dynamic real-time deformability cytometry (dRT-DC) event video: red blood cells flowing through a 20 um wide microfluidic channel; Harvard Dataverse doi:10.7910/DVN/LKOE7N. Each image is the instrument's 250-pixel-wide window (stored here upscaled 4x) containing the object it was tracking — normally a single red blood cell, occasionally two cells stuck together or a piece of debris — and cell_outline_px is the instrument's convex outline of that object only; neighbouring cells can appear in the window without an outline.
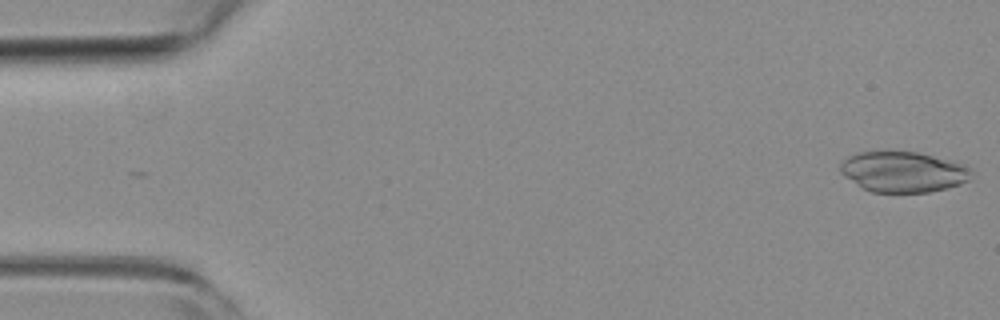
{"species": "common noctule bat (a hibernating species)", "species_latin": "Nyctalus noctula", "temperature_condition": "room temperature", "stored_images_in_passage": 53, "camera_frame_rate_fps": 3000, "um_per_image_px": 0.085, "animal": {"sex": "female", "body_mass_g": 19.3, "forearm_length_mm": 54.1}, "frame": {"image": 1, "passage_image": 1, "time_ms": 0.0, "image_size_px": [1000, 320], "cell_outline_px": [[972, 172], [968, 180], [960, 184], [928, 192], [872, 192], [864, 188], [844, 176], [840, 172], [840, 164], [848, 156], [860, 152], [916, 152], [964, 164]], "centroid_in_image_um": [76.75, 14.61], "position_along_channel_um": 8.3, "area_um2": 30.46}}